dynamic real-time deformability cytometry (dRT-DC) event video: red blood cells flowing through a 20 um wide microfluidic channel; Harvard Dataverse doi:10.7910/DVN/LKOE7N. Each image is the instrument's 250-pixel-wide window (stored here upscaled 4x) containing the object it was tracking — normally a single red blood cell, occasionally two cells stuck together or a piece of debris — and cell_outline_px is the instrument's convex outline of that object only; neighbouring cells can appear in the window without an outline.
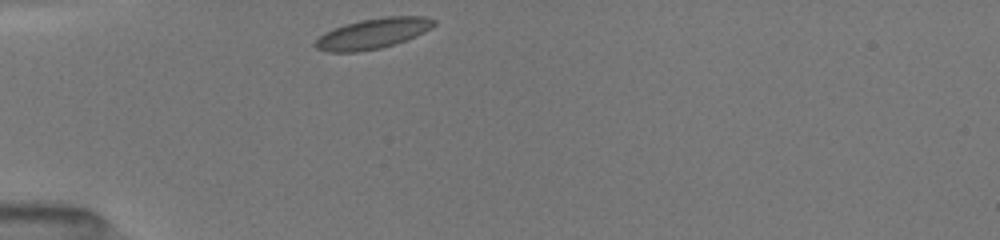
{"species": "common noctule bat (a hibernating species)", "species_latin": "Nyctalus noctula", "temperature_condition": "room temperature", "stored_images_in_passage": 11, "camera_frame_rate_fps": 3000, "um_per_image_px": 0.085, "animal": {"sex": "female", "body_mass_g": 19.5, "forearm_length_mm": 54.1}, "frame": {"image": 1, "passage_image": 1, "time_ms": 0.0, "image_size_px": [1000, 240], "cell_outline_px": [[436, 24], [432, 28], [416, 36], [380, 48], [356, 52], [328, 52], [316, 48], [312, 44], [324, 32], [344, 24], [360, 20], [384, 16], [424, 16], [436, 20]], "centroid_in_image_um": [31.68, 2.84], "position_along_channel_um": 53.3, "area_um2": 21.04}}
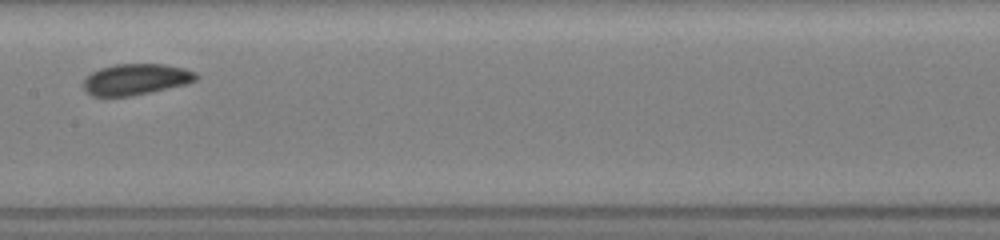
{"frame": {"image": 2, "passage_image": 5, "time_ms": 4.0, "image_size_px": [1000, 240], "cell_outline_px": [[200, 76], [196, 80], [188, 84], [128, 96], [92, 96], [84, 88], [84, 80], [92, 72], [100, 68], [116, 64], [164, 64], [184, 68], [196, 72]], "centroid_in_image_um": [11.59, 6.73], "position_along_channel_um": 195.8, "area_um2": 20.29}}
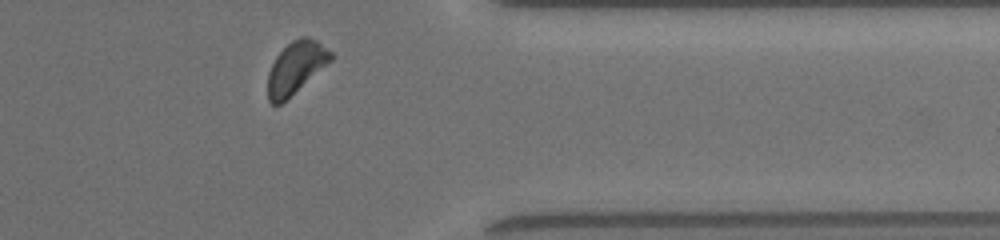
{"frame": {"image": 3, "passage_image": 10, "time_ms": 9.0, "image_size_px": [1000, 240], "cell_outline_px": [[336, 56], [332, 60], [280, 104], [272, 104], [268, 100], [268, 72], [276, 56], [292, 40], [300, 36], [308, 36], [316, 40], [332, 52]], "centroid_in_image_um": [25.16, 5.71], "position_along_channel_um": 386.2, "area_um2": 18.84}, "authors_computed_cell_mechanics": {"area_um2": 20.2878, "velocity_mm_per_s": 3.9759, "shape_relaxation_time_tau1_ms": 4.3677, "shape_relaxation_time_tau2_ms": null, "deformation_change_tau1": 0.0396, "deformation_change_tau2": null}}